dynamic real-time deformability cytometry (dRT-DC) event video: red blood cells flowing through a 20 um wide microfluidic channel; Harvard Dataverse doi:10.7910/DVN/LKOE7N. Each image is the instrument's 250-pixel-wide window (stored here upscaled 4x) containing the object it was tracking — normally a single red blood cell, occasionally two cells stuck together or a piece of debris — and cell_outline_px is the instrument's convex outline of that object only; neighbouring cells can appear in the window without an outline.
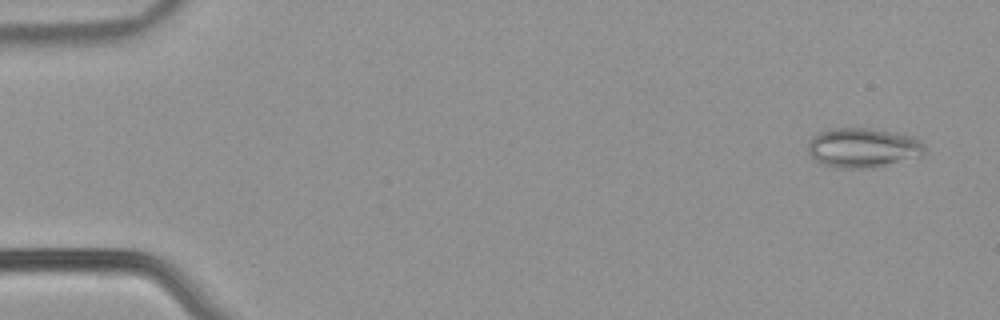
{"species": "common noctule bat (a hibernating species)", "species_latin": "Nyctalus noctula", "temperature_condition": "warm", "stored_images_in_passage": 52, "camera_frame_rate_fps": 3000, "um_per_image_px": 0.085, "animal": {"sex": "male", "body_mass_g": 21.5, "forearm_length_mm": 52.0}, "frame": {"image": 1, "passage_image": 3, "time_ms": 0.667, "image_size_px": [1000, 320], "cell_outline_px": [[928, 152], [924, 156], [876, 168], [836, 168], [824, 164], [816, 160], [808, 152], [808, 144], [812, 136], [820, 132], [832, 128], [868, 128], [912, 136], [920, 140], [924, 144]], "centroid_in_image_um": [73.41, 12.57], "position_along_channel_um": 11.6, "area_um2": 27.28}}
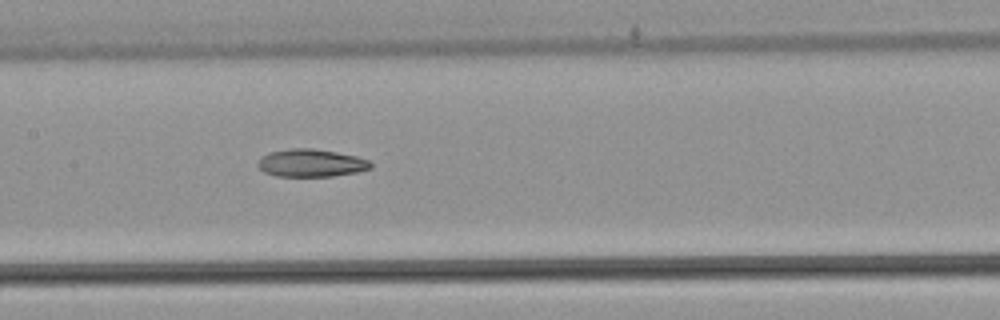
{"frame": {"image": 2, "passage_image": 27, "time_ms": 8.667, "image_size_px": [1000, 320], "cell_outline_px": [[372, 168], [356, 172], [332, 176], [276, 176], [264, 172], [256, 164], [268, 152], [292, 148], [312, 148], [336, 152], [356, 156], [368, 160], [372, 164]], "centroid_in_image_um": [26.44, 13.85], "position_along_channel_um": 181.0, "area_um2": 18.09}}
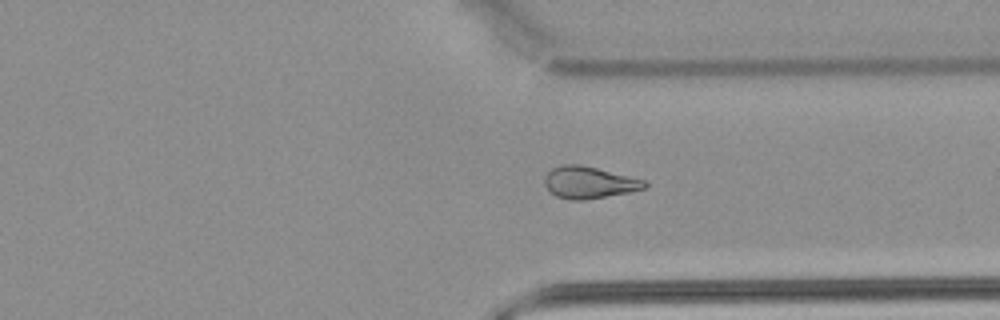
{"frame": {"image": 3, "passage_image": 41, "time_ms": 13.333, "image_size_px": [1000, 320], "cell_outline_px": [[648, 184], [644, 188], [628, 192], [584, 200], [572, 200], [556, 196], [544, 184], [544, 176], [552, 168], [564, 164], [580, 164], [648, 180]], "centroid_in_image_um": [50.08, 15.5], "position_along_channel_um": 361.3, "area_um2": 18.55}}